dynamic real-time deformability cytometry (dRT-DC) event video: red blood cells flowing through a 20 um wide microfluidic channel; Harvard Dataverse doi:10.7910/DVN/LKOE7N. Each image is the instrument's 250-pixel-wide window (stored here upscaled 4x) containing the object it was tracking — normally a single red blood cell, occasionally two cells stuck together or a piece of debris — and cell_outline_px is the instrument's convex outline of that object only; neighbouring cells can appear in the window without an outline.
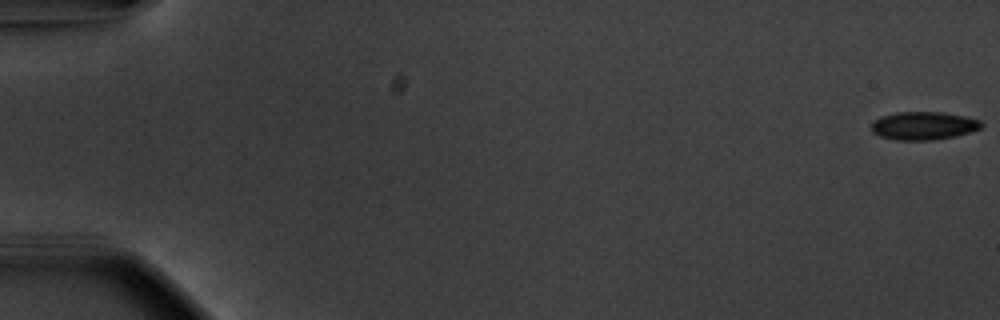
{"species": "common noctule bat (a hibernating species)", "species_latin": "Nyctalus noctula", "temperature_condition": "warm", "stored_images_in_passage": 56, "camera_frame_rate_fps": 3000, "um_per_image_px": 0.085, "animal": {"sex": "male", "body_mass_g": 20.1, "forearm_length_mm": 53.5}, "frame": {"image": 1, "passage_image": 1, "time_ms": 0.0, "image_size_px": [1000, 320], "cell_outline_px": [[984, 124], [980, 128], [956, 136], [932, 140], [896, 140], [880, 136], [872, 132], [872, 124], [880, 116], [896, 112], [940, 112], [964, 116], [980, 120]], "centroid_in_image_um": [78.49, 10.68], "position_along_channel_um": 6.5, "area_um2": 17.92}}
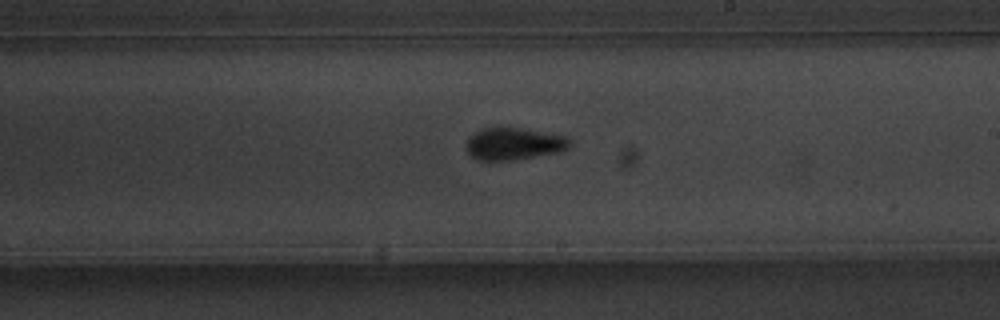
{"frame": {"image": 2, "passage_image": 34, "time_ms": 11.0, "image_size_px": [1000, 320], "cell_outline_px": [[572, 144], [568, 148], [560, 152], [512, 160], [476, 160], [468, 152], [468, 136], [484, 128], [500, 124], [524, 128], [568, 136]], "centroid_in_image_um": [43.71, 12.18], "position_along_channel_um": 245.3, "area_um2": 19.94}}
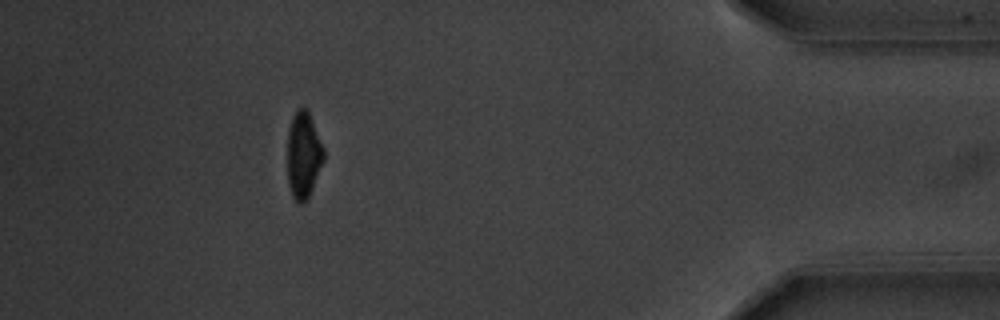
{"frame": {"image": 3, "passage_image": 51, "time_ms": 16.667, "image_size_px": [1000, 320], "cell_outline_px": [[324, 160], [308, 200], [304, 204], [300, 204], [292, 196], [288, 184], [288, 128], [292, 116], [300, 108], [308, 108], [324, 148]], "centroid_in_image_um": [25.8, 13.19], "position_along_channel_um": 409.4, "area_um2": 18.55}, "authors_computed_cell_mechanics": {"area_um2": 18.785, "velocity_mm_per_s": 3.726, "shape_relaxation_time_tau1_ms": 3.3422, "shape_relaxation_time_tau2_ms": null, "deformation_change_tau1": 0.1216, "deformation_change_tau2": null}}